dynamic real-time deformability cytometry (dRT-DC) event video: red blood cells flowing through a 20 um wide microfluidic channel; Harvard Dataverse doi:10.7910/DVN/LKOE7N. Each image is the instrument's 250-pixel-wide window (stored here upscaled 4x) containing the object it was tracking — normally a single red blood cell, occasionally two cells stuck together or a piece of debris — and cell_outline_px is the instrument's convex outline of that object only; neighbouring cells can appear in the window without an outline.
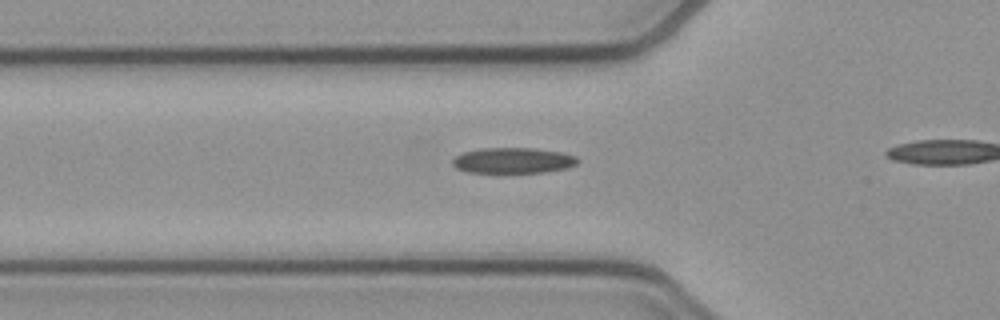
{"species": "common noctule bat (a hibernating species)", "species_latin": "Nyctalus noctula", "temperature_condition": "cold", "stored_images_in_passage": 35, "camera_frame_rate_fps": 3000, "um_per_image_px": 0.085, "animal": {"sex": "female", "body_mass_g": 21.9}, "frame": {"image": 1, "passage_image": 14, "time_ms": 4.333, "image_size_px": [1000, 320], "cell_outline_px": [[580, 160], [576, 164], [568, 168], [544, 172], [468, 172], [456, 168], [452, 164], [452, 156], [464, 152], [480, 148], [532, 148], [560, 152], [576, 156]], "centroid_in_image_um": [43.59, 13.63], "position_along_channel_um": 82.2, "area_um2": 18.73}}
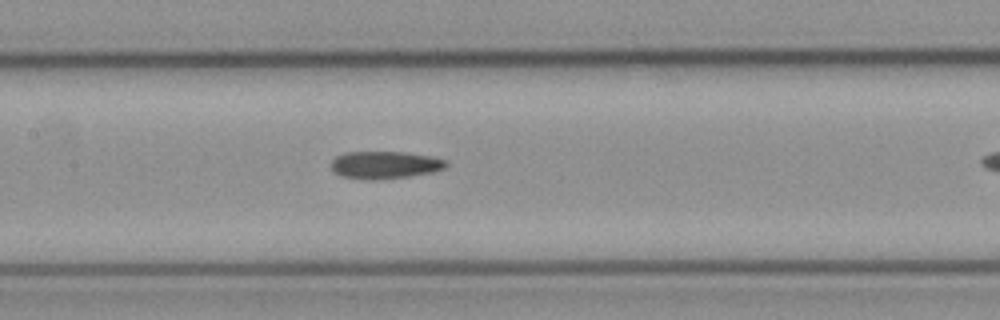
{"frame": {"image": 2, "passage_image": 21, "time_ms": 6.667, "image_size_px": [1000, 320], "cell_outline_px": [[448, 164], [444, 168], [432, 172], [408, 176], [380, 180], [368, 180], [340, 176], [332, 172], [332, 160], [336, 156], [344, 152], [404, 152], [432, 156], [444, 160]], "centroid_in_image_um": [32.67, 14.02], "position_along_channel_um": 174.7, "area_um2": 18.5}}
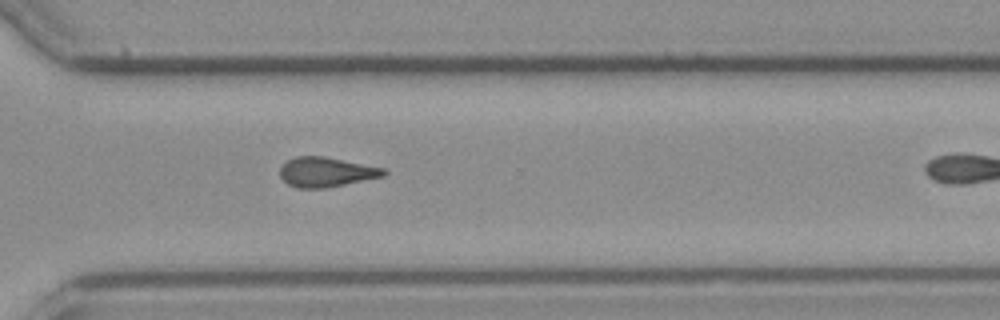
{"frame": {"image": 3, "passage_image": 34, "time_ms": 11.0, "image_size_px": [1000, 320], "cell_outline_px": [[388, 172], [384, 176], [324, 188], [300, 188], [288, 184], [280, 176], [280, 168], [288, 160], [296, 156], [324, 156], [384, 168]], "centroid_in_image_um": [27.72, 14.62], "position_along_channel_um": 342.9, "area_um2": 17.74}}